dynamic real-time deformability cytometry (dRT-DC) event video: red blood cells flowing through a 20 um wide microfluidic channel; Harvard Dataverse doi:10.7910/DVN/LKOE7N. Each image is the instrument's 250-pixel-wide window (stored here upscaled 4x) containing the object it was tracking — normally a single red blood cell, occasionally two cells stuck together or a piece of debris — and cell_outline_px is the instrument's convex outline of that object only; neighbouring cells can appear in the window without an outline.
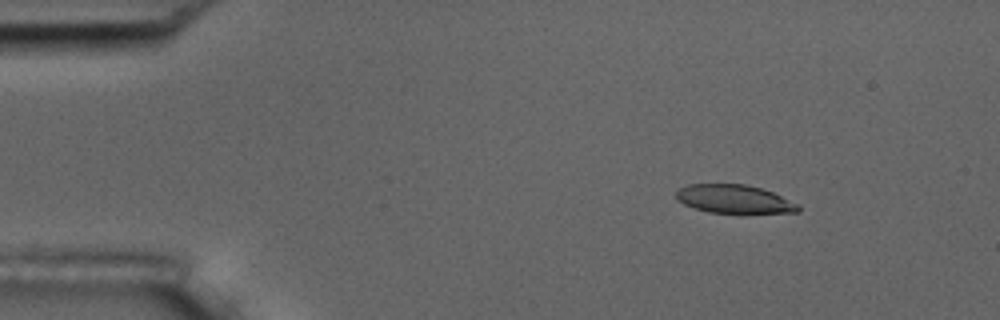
{"species": "common noctule bat (a hibernating species)", "species_latin": "Nyctalus noctula", "temperature_condition": "room temperature", "stored_images_in_passage": 5, "camera_frame_rate_fps": 3000, "um_per_image_px": 0.085, "animal": {"sex": "male", "body_mass_g": 17.5, "forearm_length_mm": 52.3}, "frame": {"image": 1, "passage_image": 3, "time_ms": 2.333, "image_size_px": [1000, 320], "cell_outline_px": [[800, 212], [708, 212], [684, 204], [676, 200], [676, 192], [680, 188], [688, 184], [744, 184], [760, 188], [772, 192], [800, 204]], "centroid_in_image_um": [62.4, 16.9], "position_along_channel_um": 22.6, "area_um2": 19.94}}
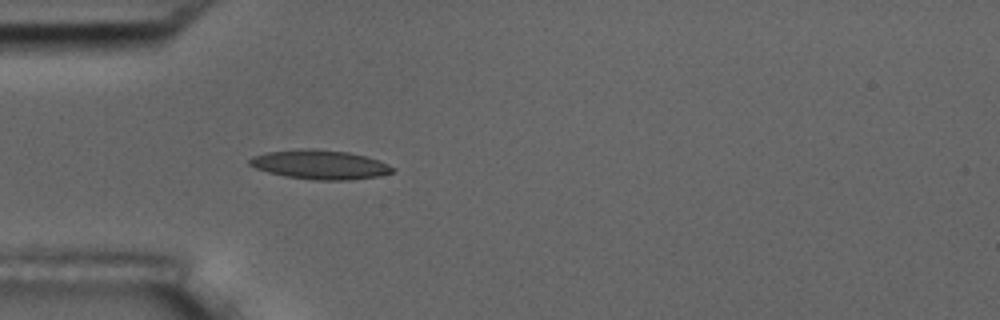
{"frame": {"image": 2, "passage_image": 5, "time_ms": 5.333, "image_size_px": [1000, 320], "cell_outline_px": [[396, 168], [392, 172], [376, 176], [348, 180], [312, 180], [284, 176], [268, 172], [256, 168], [248, 164], [248, 160], [252, 156], [268, 152], [300, 148], [316, 148], [348, 152], [364, 156], [388, 164]], "centroid_in_image_um": [27.15, 13.98], "position_along_channel_um": 57.9, "area_um2": 24.33}}